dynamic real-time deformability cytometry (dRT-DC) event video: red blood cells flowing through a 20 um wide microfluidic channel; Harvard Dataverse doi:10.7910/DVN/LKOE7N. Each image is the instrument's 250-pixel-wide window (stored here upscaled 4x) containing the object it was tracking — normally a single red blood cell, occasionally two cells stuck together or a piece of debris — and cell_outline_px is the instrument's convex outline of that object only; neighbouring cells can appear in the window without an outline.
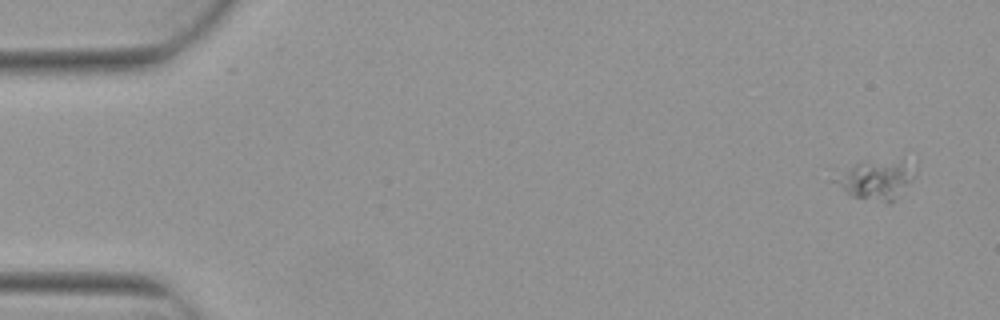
{"species": "Egyptian fruit bat (a non-hibernating species)", "species_latin": "Rousettus aegyptiacus", "temperature_condition": "warm", "stored_images_in_passage": 7, "camera_frame_rate_fps": 3000, "um_per_image_px": 0.085, "animal": {"sex": "female"}, "frame": {"image": 1, "passage_image": 1, "time_ms": 0.0, "image_size_px": [1000, 320], "cell_outline_px": [[916, 176], [896, 200], [888, 204], [848, 196], [844, 192], [840, 184], [840, 180], [856, 164], [864, 160], [904, 160], [916, 168]], "centroid_in_image_um": [74.67, 15.31], "position_along_channel_um": 10.3, "area_um2": 17.98}}
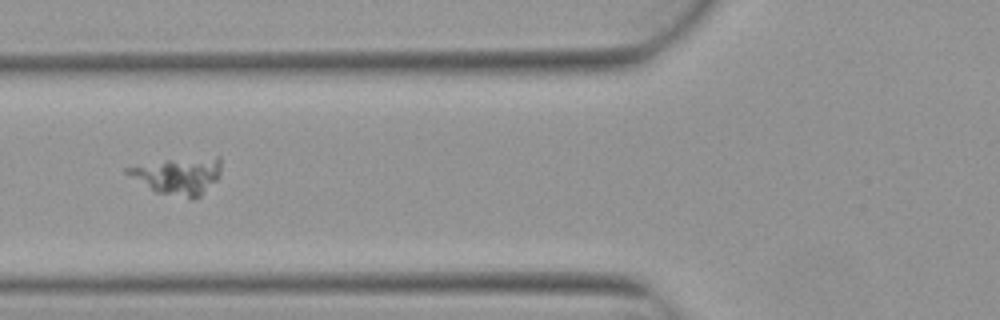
{"frame": {"image": 2, "passage_image": 6, "time_ms": 1.667, "image_size_px": [1000, 320], "cell_outline_px": [[220, 176], [200, 196], [192, 200], [188, 200], [156, 192], [124, 172], [124, 168], [168, 160], [216, 156], [220, 156]], "centroid_in_image_um": [15.18, 14.96], "position_along_channel_um": 110.6, "area_um2": 20.06}}
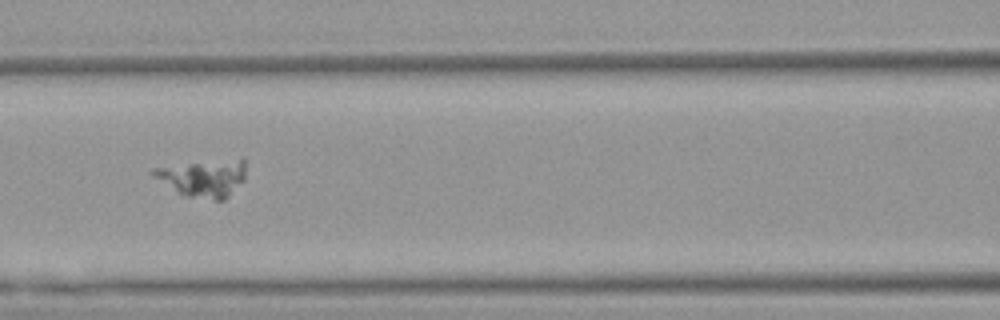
{"frame": {"image": 3, "passage_image": 7, "time_ms": 2.0, "image_size_px": [1000, 320], "cell_outline_px": [[244, 180], [224, 200], [216, 200], [188, 196], [180, 192], [152, 176], [152, 168], [244, 156]], "centroid_in_image_um": [17.35, 15.09], "position_along_channel_um": 149.3, "area_um2": 19.83}}